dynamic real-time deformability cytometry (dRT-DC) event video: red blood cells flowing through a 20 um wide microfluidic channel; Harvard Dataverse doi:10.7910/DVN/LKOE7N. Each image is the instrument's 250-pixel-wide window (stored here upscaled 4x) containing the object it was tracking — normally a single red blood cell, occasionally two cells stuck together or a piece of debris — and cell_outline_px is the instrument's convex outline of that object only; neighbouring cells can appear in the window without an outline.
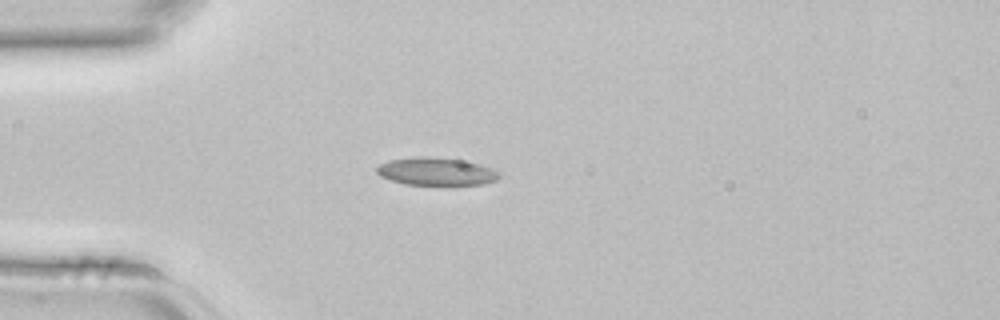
{"species": "common noctule bat (a hibernating species)", "species_latin": "Nyctalus noctula", "temperature_condition": "room temperature", "stored_images_in_passage": 3, "camera_frame_rate_fps": 3000, "um_per_image_px": 0.085, "animal": {"sex": "female", "body_mass_g": 22.7, "forearm_length_mm": 54.2}, "frame": {"image": 1, "passage_image": 3, "time_ms": 0.667, "image_size_px": [1000, 320], "cell_outline_px": [[500, 176], [496, 180], [484, 184], [404, 184], [380, 176], [376, 172], [376, 168], [380, 164], [388, 160], [416, 156], [428, 156], [460, 160], [492, 168], [500, 172]], "centroid_in_image_um": [37.05, 14.56], "position_along_channel_um": 48.0, "area_um2": 19.59}}